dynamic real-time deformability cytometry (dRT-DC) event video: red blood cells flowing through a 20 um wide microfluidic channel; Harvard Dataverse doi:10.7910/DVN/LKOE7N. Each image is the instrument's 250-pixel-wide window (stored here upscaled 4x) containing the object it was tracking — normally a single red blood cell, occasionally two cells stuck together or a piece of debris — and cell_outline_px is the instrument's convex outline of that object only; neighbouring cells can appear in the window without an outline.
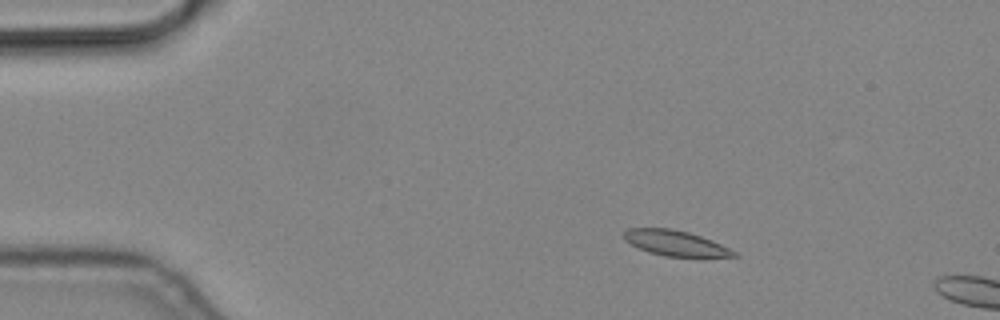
{"species": "common noctule bat (a hibernating species)", "species_latin": "Nyctalus noctula", "temperature_condition": "cold", "stored_images_in_passage": 4, "camera_frame_rate_fps": 3000, "um_per_image_px": 0.085, "animal": {"sex": "male", "body_mass_g": 19.2, "forearm_length_mm": 51.8}, "frame": {"image": 1, "passage_image": 3, "time_ms": 0.667, "image_size_px": [1000, 320], "cell_outline_px": [[740, 256], [704, 260], [664, 256], [648, 252], [624, 240], [624, 232], [628, 228], [672, 228], [688, 232], [712, 240], [736, 252]], "centroid_in_image_um": [57.53, 20.73], "position_along_channel_um": 27.5, "area_um2": 17.05}}